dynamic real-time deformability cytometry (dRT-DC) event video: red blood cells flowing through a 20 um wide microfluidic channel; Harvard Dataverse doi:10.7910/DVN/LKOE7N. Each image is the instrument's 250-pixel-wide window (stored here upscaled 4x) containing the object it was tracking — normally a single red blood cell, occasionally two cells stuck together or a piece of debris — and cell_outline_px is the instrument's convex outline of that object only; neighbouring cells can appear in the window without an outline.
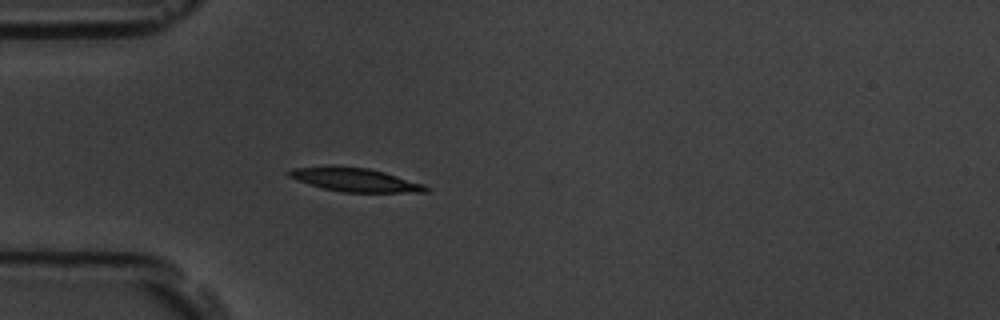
{"species": "common noctule bat (a hibernating species)", "species_latin": "Nyctalus noctula", "temperature_condition": "room temperature", "stored_images_in_passage": 4, "camera_frame_rate_fps": 3000, "um_per_image_px": 0.085, "animal": {"sex": "male", "body_mass_g": 19.5, "forearm_length_mm": 54.6}, "frame": {"image": 1, "passage_image": 4, "time_ms": 4.333, "image_size_px": [1000, 320], "cell_outline_px": [[432, 188], [428, 192], [344, 192], [324, 188], [308, 184], [296, 180], [288, 176], [284, 172], [292, 168], [332, 164], [368, 168], [384, 172], [424, 184]], "centroid_in_image_um": [30.12, 15.25], "position_along_channel_um": 54.9, "area_um2": 19.25}}